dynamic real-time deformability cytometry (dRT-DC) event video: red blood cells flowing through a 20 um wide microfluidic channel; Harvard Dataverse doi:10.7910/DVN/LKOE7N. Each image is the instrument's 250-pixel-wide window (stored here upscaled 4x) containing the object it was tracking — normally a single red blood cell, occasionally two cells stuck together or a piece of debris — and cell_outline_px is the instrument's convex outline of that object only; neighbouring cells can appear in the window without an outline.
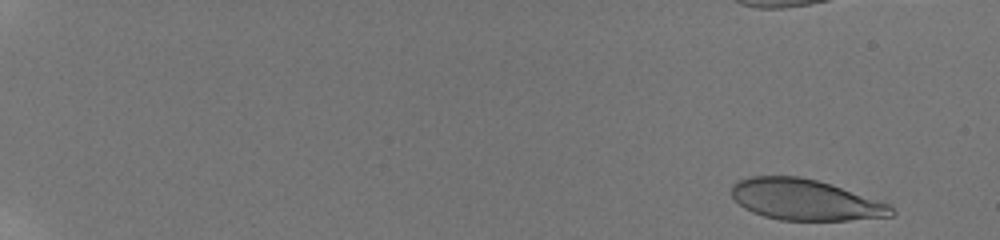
{"species": "human", "species_latin": "Homo sapiens", "temperature_condition": "room temperature", "stored_images_in_passage": 24, "camera_frame_rate_fps": 3000, "um_per_image_px": 0.085, "donor": {"sex": "male"}, "frame": {"image": 1, "passage_image": 1, "time_ms": 0.0, "image_size_px": [1000, 240], "cell_outline_px": [[896, 212], [892, 216], [848, 220], [780, 220], [764, 216], [752, 212], [744, 208], [732, 196], [732, 184], [736, 180], [748, 176], [800, 176], [832, 184], [892, 204]], "centroid_in_image_um": [68.46, 16.97], "position_along_channel_um": 16.5, "area_um2": 38.44}}
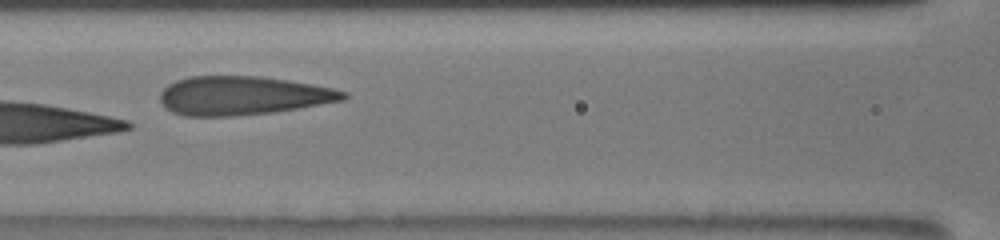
{"frame": {"image": 2, "passage_image": 14, "time_ms": 9.0, "image_size_px": [1000, 240], "cell_outline_px": [[348, 96], [344, 100], [272, 112], [232, 116], [184, 116], [172, 112], [164, 108], [160, 100], [160, 92], [168, 84], [176, 80], [188, 76], [264, 76], [312, 84], [332, 88], [348, 92]], "centroid_in_image_um": [20.59, 8.12], "position_along_channel_um": 146.0, "area_um2": 41.5}, "authors_computed_cell_mechanics": {"area_um2": 41.038, "velocity_mm_per_s": 3.841, "shape_relaxation_time_tau1_ms": 3.5897, "shape_relaxation_time_tau2_ms": 0.8135, "deformation_change_tau1": 0.1607, "deformation_change_tau2": 0.0778}}